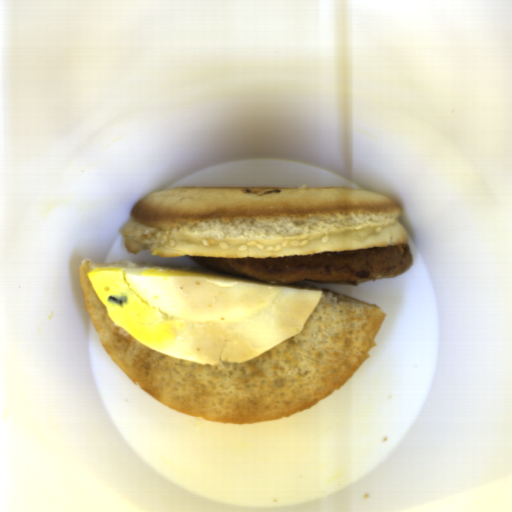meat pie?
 I'll return each instance as SVG.
<instances>
[{"mask_svg":"<svg viewBox=\"0 0 512 512\" xmlns=\"http://www.w3.org/2000/svg\"><path fill=\"white\" fill-rule=\"evenodd\" d=\"M196 263L239 278L295 284L356 286L394 278L413 266L407 245L299 256H190Z\"/></svg>","mask_w":512,"mask_h":512,"instance_id":"meat-pie-1","label":"meat pie"}]
</instances>
